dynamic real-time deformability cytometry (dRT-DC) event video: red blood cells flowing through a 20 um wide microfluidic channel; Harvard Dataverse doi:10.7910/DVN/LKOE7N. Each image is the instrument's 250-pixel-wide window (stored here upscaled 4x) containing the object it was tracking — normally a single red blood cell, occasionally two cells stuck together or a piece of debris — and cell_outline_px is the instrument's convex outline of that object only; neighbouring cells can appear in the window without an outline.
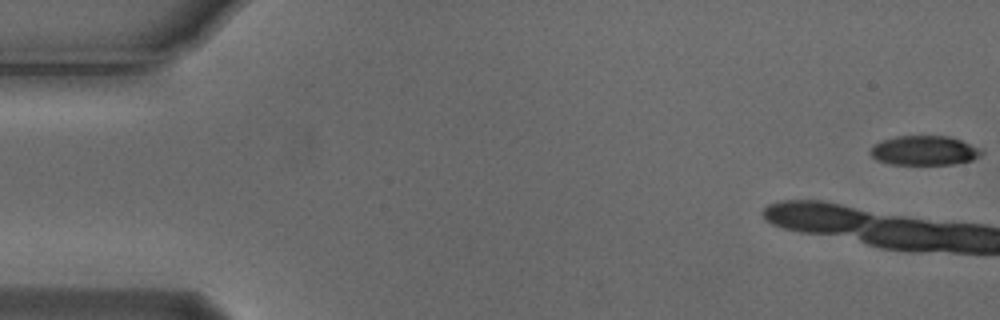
{"species": "Egyptian fruit bat (a non-hibernating species)", "species_latin": "Rousettus aegyptiacus", "temperature_condition": "cold", "stored_images_in_passage": 6, "camera_frame_rate_fps": 3000, "um_per_image_px": 0.085, "animal": {"sex": "male"}, "frame": {"image": 1, "passage_image": 1, "time_ms": 0.0, "image_size_px": [1000, 320], "cell_outline_px": [[984, 152], [980, 156], [972, 160], [952, 164], [892, 164], [876, 160], [872, 156], [872, 148], [880, 140], [896, 136], [948, 136], [960, 140], [980, 148]], "centroid_in_image_um": [78.58, 12.79], "position_along_channel_um": 6.4, "area_um2": 18.9}}
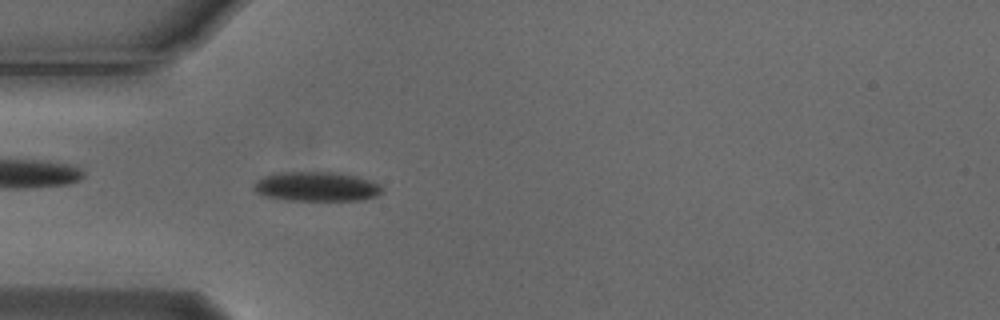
{"frame": {"image": 2, "passage_image": 6, "time_ms": 1.667, "image_size_px": [1000, 320], "cell_outline_px": [[384, 188], [376, 196], [364, 200], [288, 200], [264, 196], [256, 192], [252, 188], [264, 176], [276, 172], [336, 172], [356, 176], [380, 184]], "centroid_in_image_um": [26.92, 15.86], "position_along_channel_um": 58.1, "area_um2": 21.96}}